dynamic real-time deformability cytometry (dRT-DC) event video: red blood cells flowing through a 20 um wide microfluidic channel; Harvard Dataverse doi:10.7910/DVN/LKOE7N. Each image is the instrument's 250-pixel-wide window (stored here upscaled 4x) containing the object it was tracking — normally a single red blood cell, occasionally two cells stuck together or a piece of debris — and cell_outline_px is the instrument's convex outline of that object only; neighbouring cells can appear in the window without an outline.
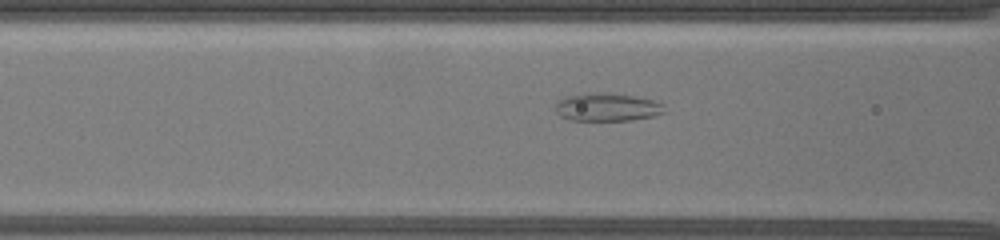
{"species": "common noctule bat (a hibernating species)", "species_latin": "Nyctalus noctula", "temperature_condition": "warm", "stored_images_in_passage": 24, "camera_frame_rate_fps": 3000, "um_per_image_px": 0.085, "animal": {"sex": "female", "body_mass_g": 19.5, "forearm_length_mm": 54.1}, "frame": {"image": 1, "passage_image": 3, "time_ms": 0.333, "image_size_px": [1000, 240], "cell_outline_px": [[664, 112], [652, 116], [628, 120], [572, 120], [560, 116], [556, 112], [556, 104], [564, 96], [604, 92], [632, 96], [652, 100], [660, 104]], "centroid_in_image_um": [51.54, 9.11], "position_along_channel_um": 115.1, "area_um2": 17.28}}
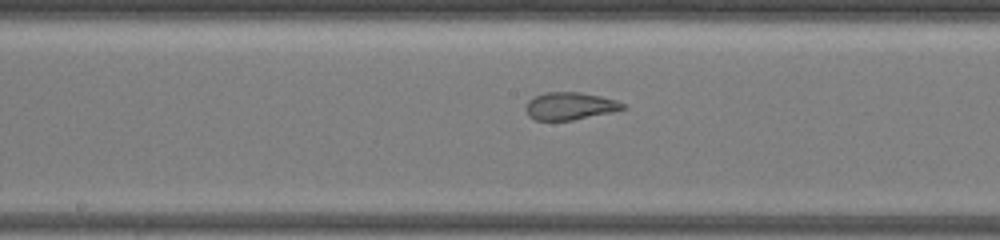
{"frame": {"image": 2, "passage_image": 13, "time_ms": 3.333, "image_size_px": [1000, 240], "cell_outline_px": [[624, 108], [608, 112], [572, 120], [536, 120], [528, 116], [528, 100], [544, 92], [580, 92], [600, 96], [616, 100], [624, 104]], "centroid_in_image_um": [48.42, 9.0], "position_along_channel_um": 199.8, "area_um2": 15.09}}
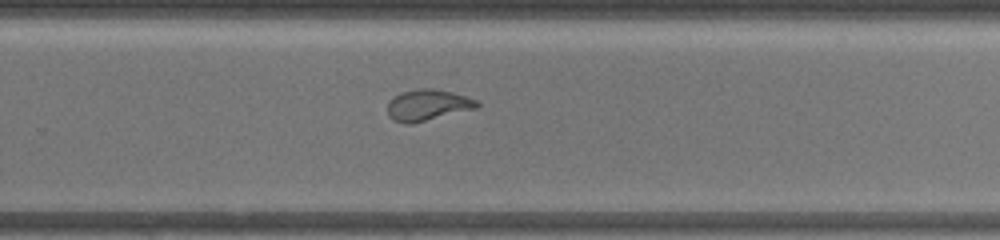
{"frame": {"image": 3, "passage_image": 23, "time_ms": 6.667, "image_size_px": [1000, 240], "cell_outline_px": [[480, 104], [476, 108], [408, 124], [404, 124], [392, 120], [388, 116], [388, 104], [396, 96], [404, 92], [420, 88], [432, 88], [452, 92], [476, 100]], "centroid_in_image_um": [36.33, 8.93], "position_along_channel_um": 293.5, "area_um2": 15.78}}